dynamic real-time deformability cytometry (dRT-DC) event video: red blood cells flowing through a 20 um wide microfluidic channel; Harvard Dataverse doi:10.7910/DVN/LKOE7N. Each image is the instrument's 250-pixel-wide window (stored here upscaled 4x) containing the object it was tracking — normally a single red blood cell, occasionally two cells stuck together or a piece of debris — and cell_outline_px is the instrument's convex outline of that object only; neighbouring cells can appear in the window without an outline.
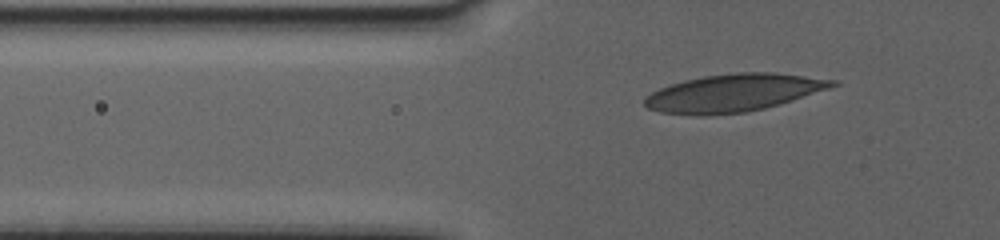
{"species": "human", "species_latin": "Homo sapiens", "temperature_condition": "warm", "stored_images_in_passage": 46, "camera_frame_rate_fps": 3000, "um_per_image_px": 0.085, "donor": {"sex": "female"}, "frame": {"image": 1, "passage_image": 4, "time_ms": 1.0, "image_size_px": [1000, 240], "cell_outline_px": [[840, 84], [792, 100], [764, 108], [744, 112], [704, 116], [696, 116], [660, 112], [648, 108], [644, 104], [644, 96], [660, 88], [684, 80], [704, 76], [736, 72], [776, 72], [840, 80]], "centroid_in_image_um": [62.34, 7.89], "position_along_channel_um": 63.5, "area_um2": 41.21}}
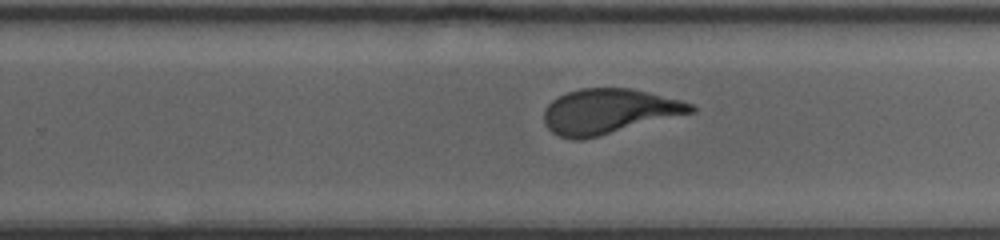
{"frame": {"image": 2, "passage_image": 26, "time_ms": 8.333, "image_size_px": [1000, 240], "cell_outline_px": [[696, 112], [580, 140], [572, 140], [560, 136], [552, 132], [544, 124], [544, 112], [548, 104], [552, 100], [568, 92], [580, 88], [632, 88], [680, 100], [692, 104], [696, 108]], "centroid_in_image_um": [51.74, 9.46], "position_along_channel_um": 278.1, "area_um2": 38.26}}
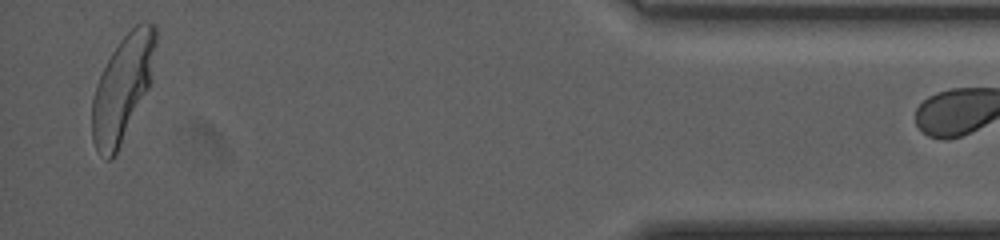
{"frame": {"image": 3, "passage_image": 45, "time_ms": 14.667, "image_size_px": [1000, 240], "cell_outline_px": [[156, 44], [152, 80], [112, 160], [104, 160], [100, 156], [92, 140], [92, 100], [96, 84], [112, 52], [120, 40], [136, 24], [144, 20], [156, 24]], "centroid_in_image_um": [10.43, 7.45], "position_along_channel_um": 424.8, "area_um2": 38.78}}